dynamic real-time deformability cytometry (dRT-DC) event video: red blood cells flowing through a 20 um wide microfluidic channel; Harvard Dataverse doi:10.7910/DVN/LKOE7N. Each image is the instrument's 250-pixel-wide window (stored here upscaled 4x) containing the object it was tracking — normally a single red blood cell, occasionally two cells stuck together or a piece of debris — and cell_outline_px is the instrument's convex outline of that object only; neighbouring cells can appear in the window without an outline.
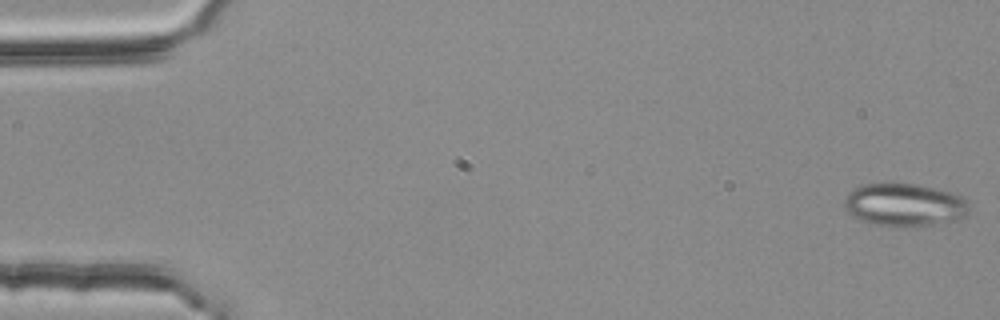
{"species": "common noctule bat (a hibernating species)", "species_latin": "Nyctalus noctula", "temperature_condition": "room temperature", "stored_images_in_passage": 54, "camera_frame_rate_fps": 3000, "um_per_image_px": 0.085, "animal": {"sex": "female", "body_mass_g": 25.1}, "frame": {"image": 1, "passage_image": 1, "time_ms": 0.0, "image_size_px": [1000, 320], "cell_outline_px": [[968, 212], [964, 216], [956, 220], [900, 228], [876, 224], [864, 220], [848, 212], [844, 208], [844, 196], [848, 192], [864, 184], [892, 180], [916, 184], [956, 192], [968, 204]], "centroid_in_image_um": [76.85, 17.36], "position_along_channel_um": 8.1, "area_um2": 31.67}}
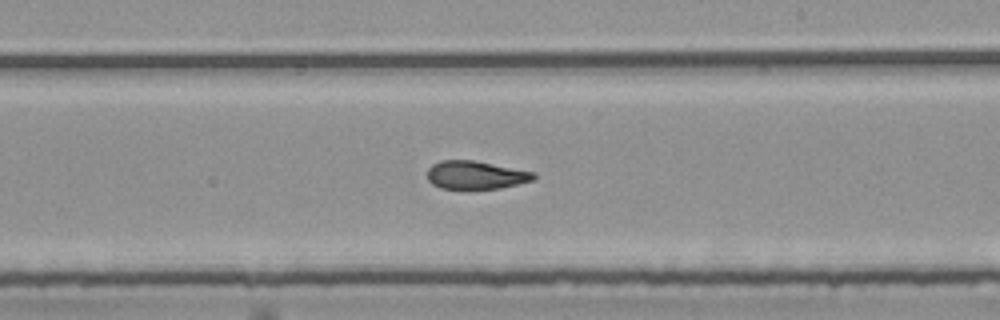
{"frame": {"image": 2, "passage_image": 32, "time_ms": 10.333, "image_size_px": [1000, 320], "cell_outline_px": [[536, 176], [532, 180], [500, 188], [440, 188], [432, 184], [428, 180], [428, 168], [432, 164], [440, 160], [472, 160], [536, 172]], "centroid_in_image_um": [40.41, 14.86], "position_along_channel_um": 248.6, "area_um2": 17.28}}
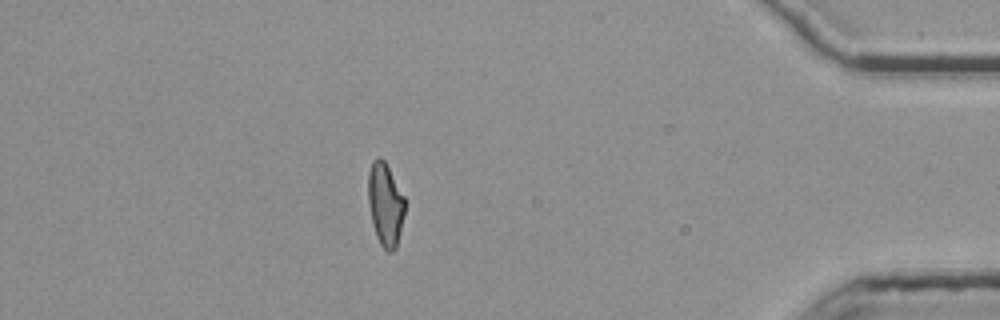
{"frame": {"image": 3, "passage_image": 48, "time_ms": 15.667, "image_size_px": [1000, 320], "cell_outline_px": [[404, 212], [396, 248], [392, 252], [388, 252], [380, 244], [376, 236], [372, 224], [368, 204], [368, 172], [372, 160], [376, 156], [380, 156], [384, 160], [404, 196]], "centroid_in_image_um": [32.72, 17.35], "position_along_channel_um": 402.5, "area_um2": 17.74}, "authors_computed_cell_mechanics": {"area_um2": 18.496, "velocity_mm_per_s": 3.7694, "shape_relaxation_time_tau1_ms": null, "shape_relaxation_time_tau2_ms": 2.7181, "deformation_change_tau1": null, "deformation_change_tau2": 0.1039}}